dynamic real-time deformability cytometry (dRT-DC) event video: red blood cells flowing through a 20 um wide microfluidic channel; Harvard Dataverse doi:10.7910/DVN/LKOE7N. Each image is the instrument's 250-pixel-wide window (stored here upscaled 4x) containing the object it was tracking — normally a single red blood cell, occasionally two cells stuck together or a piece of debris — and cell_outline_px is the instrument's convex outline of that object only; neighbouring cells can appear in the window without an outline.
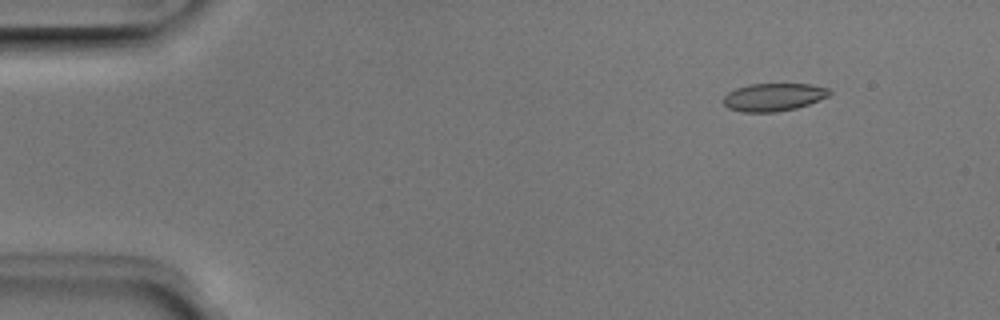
{"species": "Egyptian fruit bat (a non-hibernating species)", "species_latin": "Rousettus aegyptiacus", "temperature_condition": "room temperature", "stored_images_in_passage": 7, "camera_frame_rate_fps": 3000, "um_per_image_px": 0.085, "animal": {"sex": "male"}, "frame": {"image": 1, "passage_image": 2, "time_ms": 0.333, "image_size_px": [1000, 320], "cell_outline_px": [[832, 92], [828, 96], [808, 104], [796, 108], [776, 112], [740, 112], [728, 108], [724, 104], [724, 96], [728, 92], [736, 88], [748, 84], [812, 84], [828, 88]], "centroid_in_image_um": [65.74, 8.25], "position_along_channel_um": 19.3, "area_um2": 17.22}}
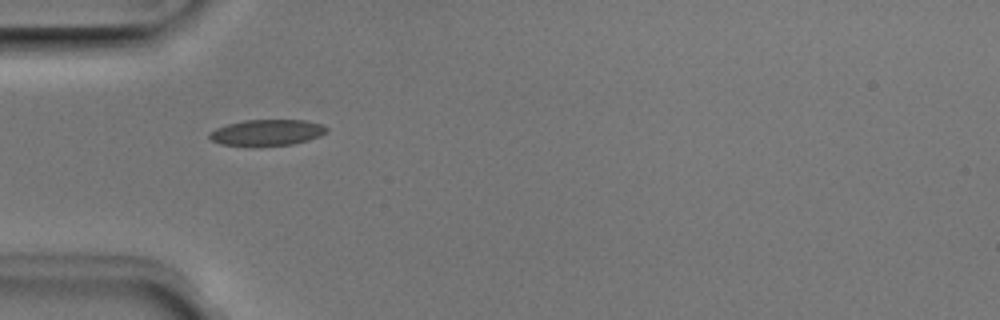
{"frame": {"image": 2, "passage_image": 5, "time_ms": 1.333, "image_size_px": [1000, 320], "cell_outline_px": [[328, 132], [320, 136], [308, 140], [292, 144], [220, 144], [212, 140], [208, 136], [208, 132], [216, 128], [228, 124], [244, 120], [304, 120], [324, 124], [328, 128]], "centroid_in_image_um": [22.74, 11.23], "position_along_channel_um": 62.3, "area_um2": 17.4}}
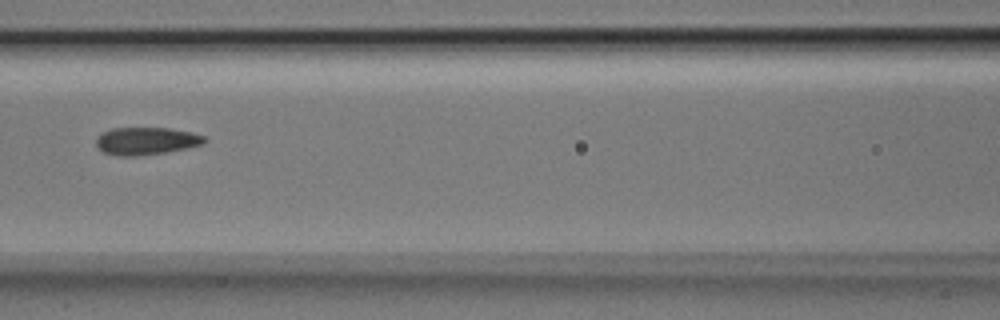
{"frame": {"image": 3, "passage_image": 7, "time_ms": 2.0, "image_size_px": [1000, 320], "cell_outline_px": [[208, 140], [204, 144], [188, 148], [164, 152], [136, 156], [116, 156], [104, 152], [96, 144], [96, 136], [112, 128], [168, 128], [192, 132], [204, 136]], "centroid_in_image_um": [12.45, 11.98], "position_along_channel_um": 154.2, "area_um2": 17.4}}